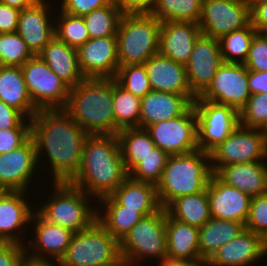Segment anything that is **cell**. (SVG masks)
<instances>
[{
  "label": "cell",
  "mask_w": 267,
  "mask_h": 266,
  "mask_svg": "<svg viewBox=\"0 0 267 266\" xmlns=\"http://www.w3.org/2000/svg\"><path fill=\"white\" fill-rule=\"evenodd\" d=\"M34 55L17 33H0V66L21 67Z\"/></svg>",
  "instance_id": "41"
},
{
  "label": "cell",
  "mask_w": 267,
  "mask_h": 266,
  "mask_svg": "<svg viewBox=\"0 0 267 266\" xmlns=\"http://www.w3.org/2000/svg\"><path fill=\"white\" fill-rule=\"evenodd\" d=\"M209 154L212 173L225 165L266 161L267 131L239 125Z\"/></svg>",
  "instance_id": "9"
},
{
  "label": "cell",
  "mask_w": 267,
  "mask_h": 266,
  "mask_svg": "<svg viewBox=\"0 0 267 266\" xmlns=\"http://www.w3.org/2000/svg\"><path fill=\"white\" fill-rule=\"evenodd\" d=\"M193 106L197 115V145L210 153L222 143L239 125V112L231 106L205 99H195Z\"/></svg>",
  "instance_id": "11"
},
{
  "label": "cell",
  "mask_w": 267,
  "mask_h": 266,
  "mask_svg": "<svg viewBox=\"0 0 267 266\" xmlns=\"http://www.w3.org/2000/svg\"><path fill=\"white\" fill-rule=\"evenodd\" d=\"M222 182L248 196L267 194V162L237 163L220 167L214 173Z\"/></svg>",
  "instance_id": "26"
},
{
  "label": "cell",
  "mask_w": 267,
  "mask_h": 266,
  "mask_svg": "<svg viewBox=\"0 0 267 266\" xmlns=\"http://www.w3.org/2000/svg\"><path fill=\"white\" fill-rule=\"evenodd\" d=\"M240 125L267 131V93L252 94L239 111Z\"/></svg>",
  "instance_id": "43"
},
{
  "label": "cell",
  "mask_w": 267,
  "mask_h": 266,
  "mask_svg": "<svg viewBox=\"0 0 267 266\" xmlns=\"http://www.w3.org/2000/svg\"><path fill=\"white\" fill-rule=\"evenodd\" d=\"M25 118L19 110L0 100V129H15Z\"/></svg>",
  "instance_id": "51"
},
{
  "label": "cell",
  "mask_w": 267,
  "mask_h": 266,
  "mask_svg": "<svg viewBox=\"0 0 267 266\" xmlns=\"http://www.w3.org/2000/svg\"><path fill=\"white\" fill-rule=\"evenodd\" d=\"M141 98L126 91L113 78L115 135L124 128L139 127Z\"/></svg>",
  "instance_id": "35"
},
{
  "label": "cell",
  "mask_w": 267,
  "mask_h": 266,
  "mask_svg": "<svg viewBox=\"0 0 267 266\" xmlns=\"http://www.w3.org/2000/svg\"><path fill=\"white\" fill-rule=\"evenodd\" d=\"M198 236L199 227L177 221L166 212L167 258L203 260Z\"/></svg>",
  "instance_id": "29"
},
{
  "label": "cell",
  "mask_w": 267,
  "mask_h": 266,
  "mask_svg": "<svg viewBox=\"0 0 267 266\" xmlns=\"http://www.w3.org/2000/svg\"><path fill=\"white\" fill-rule=\"evenodd\" d=\"M202 0H158L151 12L160 22L182 21L198 23Z\"/></svg>",
  "instance_id": "36"
},
{
  "label": "cell",
  "mask_w": 267,
  "mask_h": 266,
  "mask_svg": "<svg viewBox=\"0 0 267 266\" xmlns=\"http://www.w3.org/2000/svg\"><path fill=\"white\" fill-rule=\"evenodd\" d=\"M245 229L253 231L267 241V194L251 198Z\"/></svg>",
  "instance_id": "44"
},
{
  "label": "cell",
  "mask_w": 267,
  "mask_h": 266,
  "mask_svg": "<svg viewBox=\"0 0 267 266\" xmlns=\"http://www.w3.org/2000/svg\"><path fill=\"white\" fill-rule=\"evenodd\" d=\"M261 34L265 37V39L267 40V31H262Z\"/></svg>",
  "instance_id": "58"
},
{
  "label": "cell",
  "mask_w": 267,
  "mask_h": 266,
  "mask_svg": "<svg viewBox=\"0 0 267 266\" xmlns=\"http://www.w3.org/2000/svg\"><path fill=\"white\" fill-rule=\"evenodd\" d=\"M256 29L250 23L247 27L223 35L220 39L221 57L225 63L244 64Z\"/></svg>",
  "instance_id": "37"
},
{
  "label": "cell",
  "mask_w": 267,
  "mask_h": 266,
  "mask_svg": "<svg viewBox=\"0 0 267 266\" xmlns=\"http://www.w3.org/2000/svg\"><path fill=\"white\" fill-rule=\"evenodd\" d=\"M51 183L54 184L53 193L36 210L46 221L73 233L87 229L97 221V207H91L93 197L69 182Z\"/></svg>",
  "instance_id": "5"
},
{
  "label": "cell",
  "mask_w": 267,
  "mask_h": 266,
  "mask_svg": "<svg viewBox=\"0 0 267 266\" xmlns=\"http://www.w3.org/2000/svg\"><path fill=\"white\" fill-rule=\"evenodd\" d=\"M160 24L152 13L122 14L116 34L119 67L144 64L158 54Z\"/></svg>",
  "instance_id": "6"
},
{
  "label": "cell",
  "mask_w": 267,
  "mask_h": 266,
  "mask_svg": "<svg viewBox=\"0 0 267 266\" xmlns=\"http://www.w3.org/2000/svg\"><path fill=\"white\" fill-rule=\"evenodd\" d=\"M110 2L111 0H62L59 10L75 16H84Z\"/></svg>",
  "instance_id": "48"
},
{
  "label": "cell",
  "mask_w": 267,
  "mask_h": 266,
  "mask_svg": "<svg viewBox=\"0 0 267 266\" xmlns=\"http://www.w3.org/2000/svg\"><path fill=\"white\" fill-rule=\"evenodd\" d=\"M125 169L129 173L156 145L144 128H124L117 133Z\"/></svg>",
  "instance_id": "34"
},
{
  "label": "cell",
  "mask_w": 267,
  "mask_h": 266,
  "mask_svg": "<svg viewBox=\"0 0 267 266\" xmlns=\"http://www.w3.org/2000/svg\"><path fill=\"white\" fill-rule=\"evenodd\" d=\"M210 216L221 220L246 222L251 197L222 182L214 173L207 186Z\"/></svg>",
  "instance_id": "20"
},
{
  "label": "cell",
  "mask_w": 267,
  "mask_h": 266,
  "mask_svg": "<svg viewBox=\"0 0 267 266\" xmlns=\"http://www.w3.org/2000/svg\"><path fill=\"white\" fill-rule=\"evenodd\" d=\"M60 266L126 265L122 261L120 242L98 221L73 234Z\"/></svg>",
  "instance_id": "7"
},
{
  "label": "cell",
  "mask_w": 267,
  "mask_h": 266,
  "mask_svg": "<svg viewBox=\"0 0 267 266\" xmlns=\"http://www.w3.org/2000/svg\"><path fill=\"white\" fill-rule=\"evenodd\" d=\"M200 35L198 23L161 22L158 53L185 65L189 61L195 41Z\"/></svg>",
  "instance_id": "23"
},
{
  "label": "cell",
  "mask_w": 267,
  "mask_h": 266,
  "mask_svg": "<svg viewBox=\"0 0 267 266\" xmlns=\"http://www.w3.org/2000/svg\"><path fill=\"white\" fill-rule=\"evenodd\" d=\"M98 202L97 221L119 242L144 217L137 210L125 209L111 196L103 197Z\"/></svg>",
  "instance_id": "32"
},
{
  "label": "cell",
  "mask_w": 267,
  "mask_h": 266,
  "mask_svg": "<svg viewBox=\"0 0 267 266\" xmlns=\"http://www.w3.org/2000/svg\"><path fill=\"white\" fill-rule=\"evenodd\" d=\"M122 12L110 2L84 15V21L90 38L116 36Z\"/></svg>",
  "instance_id": "38"
},
{
  "label": "cell",
  "mask_w": 267,
  "mask_h": 266,
  "mask_svg": "<svg viewBox=\"0 0 267 266\" xmlns=\"http://www.w3.org/2000/svg\"><path fill=\"white\" fill-rule=\"evenodd\" d=\"M25 194V191L0 190V242L26 244L20 235L30 225L28 223L36 209L31 208Z\"/></svg>",
  "instance_id": "21"
},
{
  "label": "cell",
  "mask_w": 267,
  "mask_h": 266,
  "mask_svg": "<svg viewBox=\"0 0 267 266\" xmlns=\"http://www.w3.org/2000/svg\"><path fill=\"white\" fill-rule=\"evenodd\" d=\"M55 20V37L69 47L78 49L90 39L84 17L75 16L59 10Z\"/></svg>",
  "instance_id": "39"
},
{
  "label": "cell",
  "mask_w": 267,
  "mask_h": 266,
  "mask_svg": "<svg viewBox=\"0 0 267 266\" xmlns=\"http://www.w3.org/2000/svg\"><path fill=\"white\" fill-rule=\"evenodd\" d=\"M33 222L35 223L33 228L35 237L33 236V241L24 246L28 261L58 263L65 255L74 233L67 228L46 221L37 211L31 217L30 223Z\"/></svg>",
  "instance_id": "15"
},
{
  "label": "cell",
  "mask_w": 267,
  "mask_h": 266,
  "mask_svg": "<svg viewBox=\"0 0 267 266\" xmlns=\"http://www.w3.org/2000/svg\"><path fill=\"white\" fill-rule=\"evenodd\" d=\"M212 174L210 154L201 149L170 155L156 185L161 207L165 208L178 197L205 191Z\"/></svg>",
  "instance_id": "4"
},
{
  "label": "cell",
  "mask_w": 267,
  "mask_h": 266,
  "mask_svg": "<svg viewBox=\"0 0 267 266\" xmlns=\"http://www.w3.org/2000/svg\"><path fill=\"white\" fill-rule=\"evenodd\" d=\"M267 0H248V4H264Z\"/></svg>",
  "instance_id": "57"
},
{
  "label": "cell",
  "mask_w": 267,
  "mask_h": 266,
  "mask_svg": "<svg viewBox=\"0 0 267 266\" xmlns=\"http://www.w3.org/2000/svg\"><path fill=\"white\" fill-rule=\"evenodd\" d=\"M21 70L29 96L38 110L64 109L71 87L38 55L26 61Z\"/></svg>",
  "instance_id": "10"
},
{
  "label": "cell",
  "mask_w": 267,
  "mask_h": 266,
  "mask_svg": "<svg viewBox=\"0 0 267 266\" xmlns=\"http://www.w3.org/2000/svg\"><path fill=\"white\" fill-rule=\"evenodd\" d=\"M88 135L64 109L38 110L31 118L38 164L45 154L53 182H69L76 175Z\"/></svg>",
  "instance_id": "1"
},
{
  "label": "cell",
  "mask_w": 267,
  "mask_h": 266,
  "mask_svg": "<svg viewBox=\"0 0 267 266\" xmlns=\"http://www.w3.org/2000/svg\"><path fill=\"white\" fill-rule=\"evenodd\" d=\"M37 163L32 137L17 149L0 154V190L26 192L34 172L40 168Z\"/></svg>",
  "instance_id": "17"
},
{
  "label": "cell",
  "mask_w": 267,
  "mask_h": 266,
  "mask_svg": "<svg viewBox=\"0 0 267 266\" xmlns=\"http://www.w3.org/2000/svg\"><path fill=\"white\" fill-rule=\"evenodd\" d=\"M251 23L248 2L239 0H202L198 22L202 35L220 39Z\"/></svg>",
  "instance_id": "12"
},
{
  "label": "cell",
  "mask_w": 267,
  "mask_h": 266,
  "mask_svg": "<svg viewBox=\"0 0 267 266\" xmlns=\"http://www.w3.org/2000/svg\"><path fill=\"white\" fill-rule=\"evenodd\" d=\"M145 129L155 145L169 155L187 154L199 149L193 104L181 116L156 122Z\"/></svg>",
  "instance_id": "13"
},
{
  "label": "cell",
  "mask_w": 267,
  "mask_h": 266,
  "mask_svg": "<svg viewBox=\"0 0 267 266\" xmlns=\"http://www.w3.org/2000/svg\"><path fill=\"white\" fill-rule=\"evenodd\" d=\"M31 137V119L25 118L15 129H0V154L22 146Z\"/></svg>",
  "instance_id": "45"
},
{
  "label": "cell",
  "mask_w": 267,
  "mask_h": 266,
  "mask_svg": "<svg viewBox=\"0 0 267 266\" xmlns=\"http://www.w3.org/2000/svg\"><path fill=\"white\" fill-rule=\"evenodd\" d=\"M165 210L177 221L202 227L211 218L207 189L201 193L178 197Z\"/></svg>",
  "instance_id": "33"
},
{
  "label": "cell",
  "mask_w": 267,
  "mask_h": 266,
  "mask_svg": "<svg viewBox=\"0 0 267 266\" xmlns=\"http://www.w3.org/2000/svg\"><path fill=\"white\" fill-rule=\"evenodd\" d=\"M204 260H188V259H172L166 258L161 263L160 266H206Z\"/></svg>",
  "instance_id": "54"
},
{
  "label": "cell",
  "mask_w": 267,
  "mask_h": 266,
  "mask_svg": "<svg viewBox=\"0 0 267 266\" xmlns=\"http://www.w3.org/2000/svg\"><path fill=\"white\" fill-rule=\"evenodd\" d=\"M267 256V241L244 229L235 239L221 246L205 263L206 266H250Z\"/></svg>",
  "instance_id": "22"
},
{
  "label": "cell",
  "mask_w": 267,
  "mask_h": 266,
  "mask_svg": "<svg viewBox=\"0 0 267 266\" xmlns=\"http://www.w3.org/2000/svg\"><path fill=\"white\" fill-rule=\"evenodd\" d=\"M248 85L251 95L267 93V71L248 70Z\"/></svg>",
  "instance_id": "53"
},
{
  "label": "cell",
  "mask_w": 267,
  "mask_h": 266,
  "mask_svg": "<svg viewBox=\"0 0 267 266\" xmlns=\"http://www.w3.org/2000/svg\"><path fill=\"white\" fill-rule=\"evenodd\" d=\"M244 65L248 70L267 71V40L261 33L254 35Z\"/></svg>",
  "instance_id": "46"
},
{
  "label": "cell",
  "mask_w": 267,
  "mask_h": 266,
  "mask_svg": "<svg viewBox=\"0 0 267 266\" xmlns=\"http://www.w3.org/2000/svg\"><path fill=\"white\" fill-rule=\"evenodd\" d=\"M122 261L127 266H138L146 258H167L166 210L143 217L120 241ZM145 257V258H144Z\"/></svg>",
  "instance_id": "8"
},
{
  "label": "cell",
  "mask_w": 267,
  "mask_h": 266,
  "mask_svg": "<svg viewBox=\"0 0 267 266\" xmlns=\"http://www.w3.org/2000/svg\"><path fill=\"white\" fill-rule=\"evenodd\" d=\"M48 3L46 0H37L20 11L17 33L33 55H38L55 36V23H52L55 15H50L52 6Z\"/></svg>",
  "instance_id": "19"
},
{
  "label": "cell",
  "mask_w": 267,
  "mask_h": 266,
  "mask_svg": "<svg viewBox=\"0 0 267 266\" xmlns=\"http://www.w3.org/2000/svg\"><path fill=\"white\" fill-rule=\"evenodd\" d=\"M25 245L0 242V266H24L28 259Z\"/></svg>",
  "instance_id": "47"
},
{
  "label": "cell",
  "mask_w": 267,
  "mask_h": 266,
  "mask_svg": "<svg viewBox=\"0 0 267 266\" xmlns=\"http://www.w3.org/2000/svg\"><path fill=\"white\" fill-rule=\"evenodd\" d=\"M20 11L0 3V33L17 32Z\"/></svg>",
  "instance_id": "50"
},
{
  "label": "cell",
  "mask_w": 267,
  "mask_h": 266,
  "mask_svg": "<svg viewBox=\"0 0 267 266\" xmlns=\"http://www.w3.org/2000/svg\"><path fill=\"white\" fill-rule=\"evenodd\" d=\"M37 0H0V3L22 10L33 5Z\"/></svg>",
  "instance_id": "55"
},
{
  "label": "cell",
  "mask_w": 267,
  "mask_h": 266,
  "mask_svg": "<svg viewBox=\"0 0 267 266\" xmlns=\"http://www.w3.org/2000/svg\"><path fill=\"white\" fill-rule=\"evenodd\" d=\"M85 78H115L118 72L117 37L90 38L77 49Z\"/></svg>",
  "instance_id": "18"
},
{
  "label": "cell",
  "mask_w": 267,
  "mask_h": 266,
  "mask_svg": "<svg viewBox=\"0 0 267 266\" xmlns=\"http://www.w3.org/2000/svg\"><path fill=\"white\" fill-rule=\"evenodd\" d=\"M151 89L178 95H192L185 65L155 54L144 63Z\"/></svg>",
  "instance_id": "25"
},
{
  "label": "cell",
  "mask_w": 267,
  "mask_h": 266,
  "mask_svg": "<svg viewBox=\"0 0 267 266\" xmlns=\"http://www.w3.org/2000/svg\"><path fill=\"white\" fill-rule=\"evenodd\" d=\"M113 78H85L70 88L64 110L89 135H115Z\"/></svg>",
  "instance_id": "3"
},
{
  "label": "cell",
  "mask_w": 267,
  "mask_h": 266,
  "mask_svg": "<svg viewBox=\"0 0 267 266\" xmlns=\"http://www.w3.org/2000/svg\"><path fill=\"white\" fill-rule=\"evenodd\" d=\"M250 96L246 66L241 63L223 62L208 89L196 99L231 106L239 112Z\"/></svg>",
  "instance_id": "14"
},
{
  "label": "cell",
  "mask_w": 267,
  "mask_h": 266,
  "mask_svg": "<svg viewBox=\"0 0 267 266\" xmlns=\"http://www.w3.org/2000/svg\"><path fill=\"white\" fill-rule=\"evenodd\" d=\"M251 23L258 33L267 31V3L249 4Z\"/></svg>",
  "instance_id": "52"
},
{
  "label": "cell",
  "mask_w": 267,
  "mask_h": 266,
  "mask_svg": "<svg viewBox=\"0 0 267 266\" xmlns=\"http://www.w3.org/2000/svg\"><path fill=\"white\" fill-rule=\"evenodd\" d=\"M193 95L151 90L141 98L139 128L181 116L194 102Z\"/></svg>",
  "instance_id": "24"
},
{
  "label": "cell",
  "mask_w": 267,
  "mask_h": 266,
  "mask_svg": "<svg viewBox=\"0 0 267 266\" xmlns=\"http://www.w3.org/2000/svg\"><path fill=\"white\" fill-rule=\"evenodd\" d=\"M158 0H111L123 14L151 13Z\"/></svg>",
  "instance_id": "49"
},
{
  "label": "cell",
  "mask_w": 267,
  "mask_h": 266,
  "mask_svg": "<svg viewBox=\"0 0 267 266\" xmlns=\"http://www.w3.org/2000/svg\"><path fill=\"white\" fill-rule=\"evenodd\" d=\"M128 177L117 135H88L82 162L69 181L94 199L110 196Z\"/></svg>",
  "instance_id": "2"
},
{
  "label": "cell",
  "mask_w": 267,
  "mask_h": 266,
  "mask_svg": "<svg viewBox=\"0 0 267 266\" xmlns=\"http://www.w3.org/2000/svg\"><path fill=\"white\" fill-rule=\"evenodd\" d=\"M110 196L119 205L125 206V209L137 210L144 217L154 214L162 208L156 185L137 181L129 176Z\"/></svg>",
  "instance_id": "27"
},
{
  "label": "cell",
  "mask_w": 267,
  "mask_h": 266,
  "mask_svg": "<svg viewBox=\"0 0 267 266\" xmlns=\"http://www.w3.org/2000/svg\"><path fill=\"white\" fill-rule=\"evenodd\" d=\"M115 80L126 91L140 98L152 90L144 64L120 66Z\"/></svg>",
  "instance_id": "42"
},
{
  "label": "cell",
  "mask_w": 267,
  "mask_h": 266,
  "mask_svg": "<svg viewBox=\"0 0 267 266\" xmlns=\"http://www.w3.org/2000/svg\"><path fill=\"white\" fill-rule=\"evenodd\" d=\"M169 156L156 146L128 173V176L137 181L157 185L161 181Z\"/></svg>",
  "instance_id": "40"
},
{
  "label": "cell",
  "mask_w": 267,
  "mask_h": 266,
  "mask_svg": "<svg viewBox=\"0 0 267 266\" xmlns=\"http://www.w3.org/2000/svg\"><path fill=\"white\" fill-rule=\"evenodd\" d=\"M223 62L219 39L201 34L185 64L187 81L195 98L208 89Z\"/></svg>",
  "instance_id": "16"
},
{
  "label": "cell",
  "mask_w": 267,
  "mask_h": 266,
  "mask_svg": "<svg viewBox=\"0 0 267 266\" xmlns=\"http://www.w3.org/2000/svg\"><path fill=\"white\" fill-rule=\"evenodd\" d=\"M244 229V223L211 217L199 227L200 257L207 262L221 246L235 239Z\"/></svg>",
  "instance_id": "31"
},
{
  "label": "cell",
  "mask_w": 267,
  "mask_h": 266,
  "mask_svg": "<svg viewBox=\"0 0 267 266\" xmlns=\"http://www.w3.org/2000/svg\"><path fill=\"white\" fill-rule=\"evenodd\" d=\"M24 266H56L55 263H34L27 261Z\"/></svg>",
  "instance_id": "56"
},
{
  "label": "cell",
  "mask_w": 267,
  "mask_h": 266,
  "mask_svg": "<svg viewBox=\"0 0 267 266\" xmlns=\"http://www.w3.org/2000/svg\"><path fill=\"white\" fill-rule=\"evenodd\" d=\"M38 56L71 88L85 79L79 67L77 49L69 47L55 36Z\"/></svg>",
  "instance_id": "28"
},
{
  "label": "cell",
  "mask_w": 267,
  "mask_h": 266,
  "mask_svg": "<svg viewBox=\"0 0 267 266\" xmlns=\"http://www.w3.org/2000/svg\"><path fill=\"white\" fill-rule=\"evenodd\" d=\"M111 266H127V265H111Z\"/></svg>",
  "instance_id": "59"
},
{
  "label": "cell",
  "mask_w": 267,
  "mask_h": 266,
  "mask_svg": "<svg viewBox=\"0 0 267 266\" xmlns=\"http://www.w3.org/2000/svg\"><path fill=\"white\" fill-rule=\"evenodd\" d=\"M0 100L28 119L38 111L29 96L21 67L0 66Z\"/></svg>",
  "instance_id": "30"
}]
</instances>
